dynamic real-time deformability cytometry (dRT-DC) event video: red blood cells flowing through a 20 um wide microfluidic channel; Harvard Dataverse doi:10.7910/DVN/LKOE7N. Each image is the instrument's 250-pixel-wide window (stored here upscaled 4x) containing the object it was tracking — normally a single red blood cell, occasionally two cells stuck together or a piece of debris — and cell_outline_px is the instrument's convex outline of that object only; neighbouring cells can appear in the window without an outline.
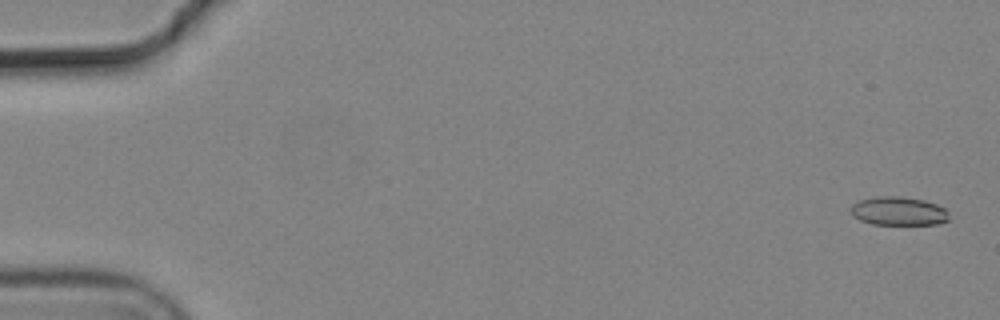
{"species": "common noctule bat (a hibernating species)", "species_latin": "Nyctalus noctula", "temperature_condition": "cold", "stored_images_in_passage": 8, "camera_frame_rate_fps": 3000, "um_per_image_px": 0.085, "animal": {"sex": "male", "body_mass_g": 19.2, "forearm_length_mm": 51.8}, "frame": {"image": 1, "passage_image": 1, "time_ms": 0.0, "image_size_px": [1000, 320], "cell_outline_px": [[948, 220], [940, 224], [872, 224], [860, 220], [852, 216], [848, 208], [852, 204], [860, 200], [880, 196], [900, 196], [924, 200], [936, 204], [944, 208], [948, 212]], "centroid_in_image_um": [76.34, 17.94], "position_along_channel_um": 8.7, "area_um2": 16.47}}
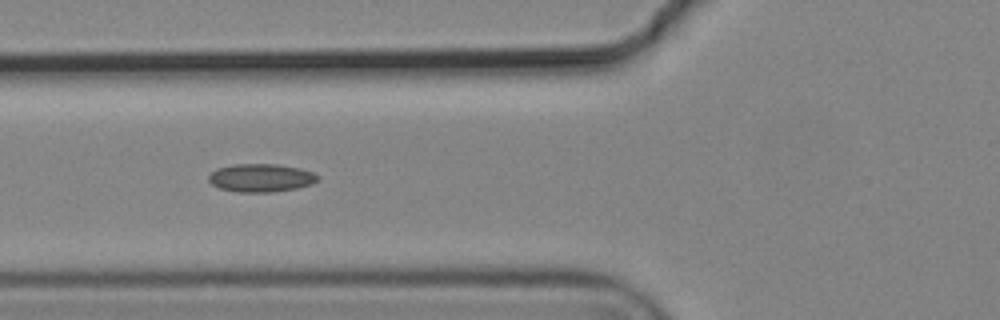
{"frame": {"image": 2, "passage_image": 7, "time_ms": 2.0, "image_size_px": [1000, 320], "cell_outline_px": [[320, 180], [312, 184], [296, 188], [272, 192], [236, 192], [220, 188], [212, 184], [208, 180], [208, 176], [216, 168], [232, 164], [276, 164], [300, 168], [312, 172], [320, 176]], "centroid_in_image_um": [22.19, 15.11], "position_along_channel_um": 103.6, "area_um2": 18.03}}
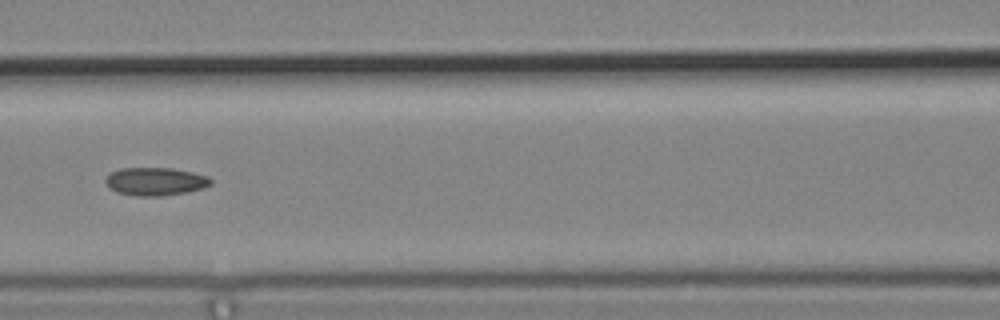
{"frame": {"image": 3, "passage_image": 8, "time_ms": 2.333, "image_size_px": [1000, 320], "cell_outline_px": [[212, 184], [204, 188], [184, 192], [160, 196], [136, 196], [116, 192], [104, 180], [112, 172], [120, 168], [172, 168], [192, 172], [208, 176], [212, 180]], "centroid_in_image_um": [13.24, 15.42], "position_along_channel_um": 153.4, "area_um2": 17.05}}